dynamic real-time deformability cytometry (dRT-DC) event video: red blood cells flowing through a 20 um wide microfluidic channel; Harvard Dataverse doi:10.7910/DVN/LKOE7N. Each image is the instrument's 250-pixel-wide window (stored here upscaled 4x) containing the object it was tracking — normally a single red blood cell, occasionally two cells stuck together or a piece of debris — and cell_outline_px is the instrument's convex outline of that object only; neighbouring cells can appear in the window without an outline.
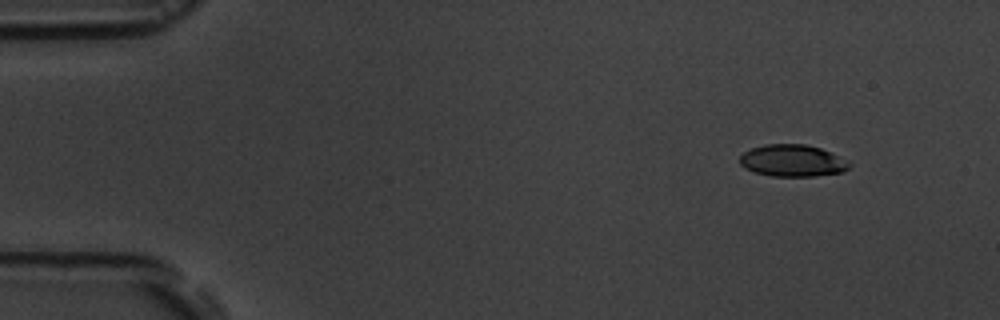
{"species": "common noctule bat (a hibernating species)", "species_latin": "Nyctalus noctula", "temperature_condition": "room temperature", "stored_images_in_passage": 4, "camera_frame_rate_fps": 3000, "um_per_image_px": 0.085, "animal": {"sex": "male", "body_mass_g": 19.5, "forearm_length_mm": 54.6}, "frame": {"image": 1, "passage_image": 1, "time_ms": 0.0, "image_size_px": [1000, 320], "cell_outline_px": [[852, 164], [844, 172], [812, 176], [772, 176], [752, 172], [744, 168], [740, 164], [740, 156], [744, 152], [752, 148], [764, 144], [804, 144], [820, 148], [848, 160]], "centroid_in_image_um": [67.35, 13.66], "position_along_channel_um": 17.6, "area_um2": 20.46}}